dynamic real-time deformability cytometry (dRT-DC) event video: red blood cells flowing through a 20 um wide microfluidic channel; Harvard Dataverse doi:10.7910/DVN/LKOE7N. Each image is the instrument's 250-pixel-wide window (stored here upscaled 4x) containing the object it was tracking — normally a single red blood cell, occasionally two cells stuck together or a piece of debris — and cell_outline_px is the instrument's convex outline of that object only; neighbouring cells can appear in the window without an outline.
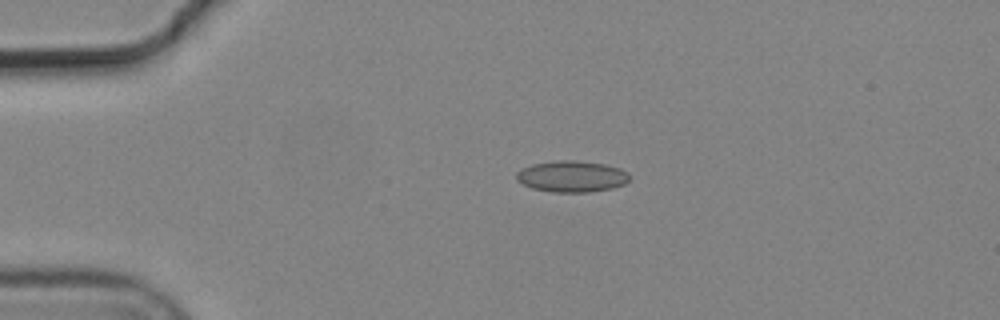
{"species": "common noctule bat (a hibernating species)", "species_latin": "Nyctalus noctula", "temperature_condition": "cold", "stored_images_in_passage": 5, "camera_frame_rate_fps": 3000, "um_per_image_px": 0.085, "animal": {"sex": "male", "body_mass_g": 19.2, "forearm_length_mm": 51.8}, "frame": {"image": 1, "passage_image": 4, "time_ms": 1.0, "image_size_px": [1000, 320], "cell_outline_px": [[628, 180], [624, 184], [612, 188], [588, 192], [552, 192], [532, 188], [516, 180], [516, 172], [532, 164], [560, 160], [572, 160], [604, 164], [620, 168], [628, 172]], "centroid_in_image_um": [48.59, 15.0], "position_along_channel_um": 36.4, "area_um2": 20.46}}